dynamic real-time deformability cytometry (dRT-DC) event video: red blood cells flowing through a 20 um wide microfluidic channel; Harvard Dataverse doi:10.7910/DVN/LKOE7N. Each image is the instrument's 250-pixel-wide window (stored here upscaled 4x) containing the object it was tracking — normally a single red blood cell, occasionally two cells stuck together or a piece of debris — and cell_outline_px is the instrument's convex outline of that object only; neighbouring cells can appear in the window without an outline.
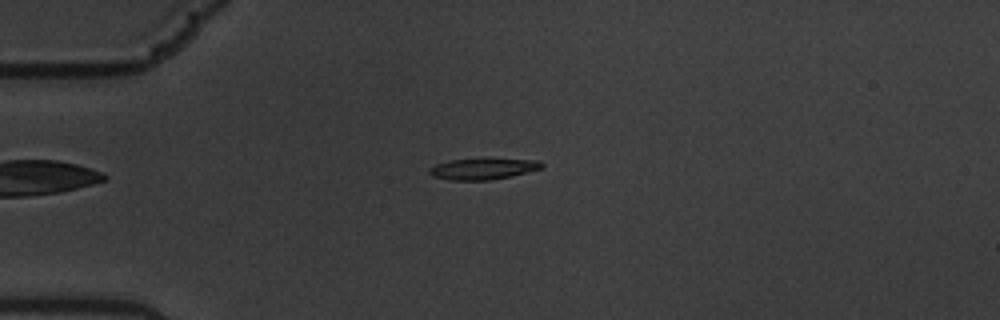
{"species": "common noctule bat (a hibernating species)", "species_latin": "Nyctalus noctula", "temperature_condition": "warm", "stored_images_in_passage": 50, "camera_frame_rate_fps": 3000, "um_per_image_px": 0.085, "animal": {"sex": "male", "body_mass_g": 19.5, "forearm_length_mm": 54.6}, "frame": {"image": 1, "passage_image": 5, "time_ms": 1.333, "image_size_px": [1000, 320], "cell_outline_px": [[544, 168], [512, 176], [488, 180], [452, 180], [432, 176], [428, 172], [428, 168], [436, 164], [452, 160], [540, 160], [544, 164]], "centroid_in_image_um": [41.06, 14.37], "position_along_channel_um": 43.9, "area_um2": 13.47}}
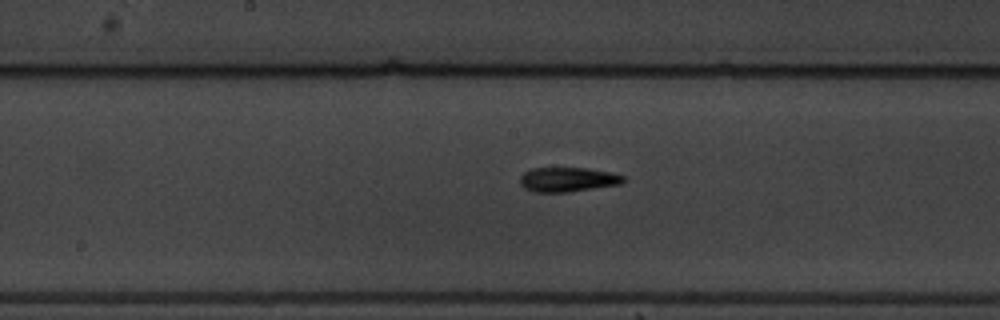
{"frame": {"image": 2, "passage_image": 21, "time_ms": 6.667, "image_size_px": [1000, 320], "cell_outline_px": [[624, 180], [620, 184], [568, 192], [536, 192], [524, 188], [520, 184], [520, 176], [524, 172], [532, 168], [588, 168], [612, 172], [624, 176]], "centroid_in_image_um": [48.24, 15.25], "position_along_channel_um": 200.0, "area_um2": 14.74}}
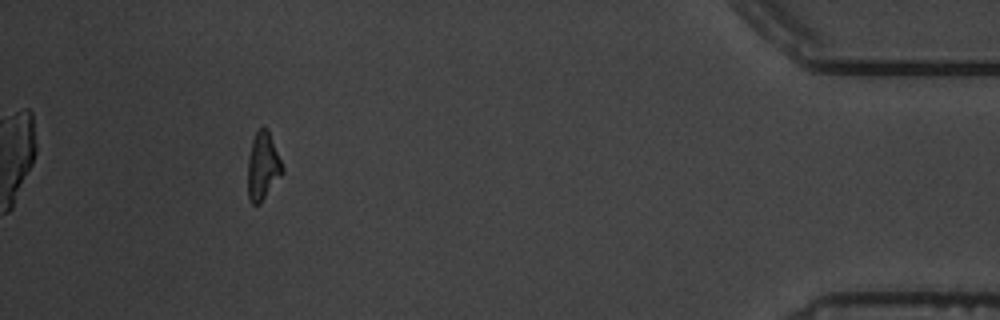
{"frame": {"image": 3, "passage_image": 45, "time_ms": 14.667, "image_size_px": [1000, 320], "cell_outline_px": [[284, 172], [260, 204], [252, 204], [248, 200], [248, 156], [252, 140], [256, 132], [260, 128], [268, 128], [284, 168]], "centroid_in_image_um": [22.34, 14.14], "position_along_channel_um": 412.9, "area_um2": 13.76}, "authors_computed_cell_mechanics": {"area_um2": 14.2477, "velocity_mm_per_s": 3.3752, "shape_relaxation_time_tau1_ms": 4.3949, "shape_relaxation_time_tau2_ms": 5.6596, "deformation_change_tau1": 0.2007, "deformation_change_tau2": 0.1349}}